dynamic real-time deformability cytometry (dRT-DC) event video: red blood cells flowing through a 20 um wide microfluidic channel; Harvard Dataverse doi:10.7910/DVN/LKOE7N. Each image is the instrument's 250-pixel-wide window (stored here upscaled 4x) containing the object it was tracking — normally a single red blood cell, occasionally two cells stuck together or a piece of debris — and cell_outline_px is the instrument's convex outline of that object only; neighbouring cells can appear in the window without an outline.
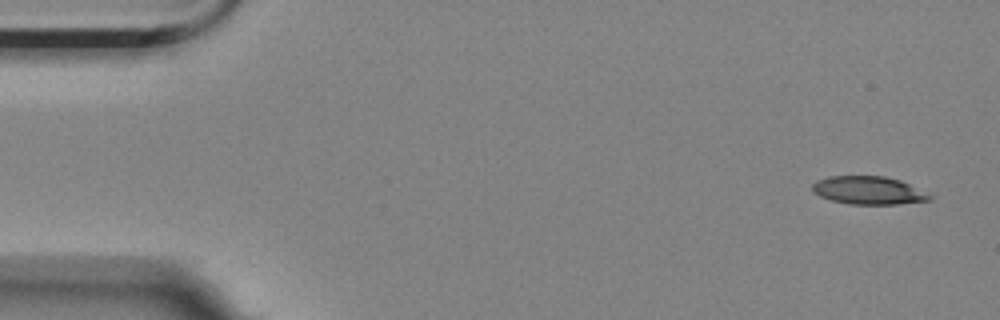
{"species": "Egyptian fruit bat (a non-hibernating species)", "species_latin": "Rousettus aegyptiacus", "temperature_condition": "room temperature", "stored_images_in_passage": 4, "camera_frame_rate_fps": 3000, "um_per_image_px": 0.085, "animal": {"sex": "female"}, "frame": {"image": 1, "passage_image": 1, "time_ms": 0.0, "image_size_px": [1000, 320], "cell_outline_px": [[932, 200], [900, 204], [848, 204], [832, 200], [820, 196], [812, 192], [812, 184], [816, 180], [828, 176], [884, 176], [900, 180], [932, 196]], "centroid_in_image_um": [73.78, 16.18], "position_along_channel_um": 11.2, "area_um2": 19.13}}
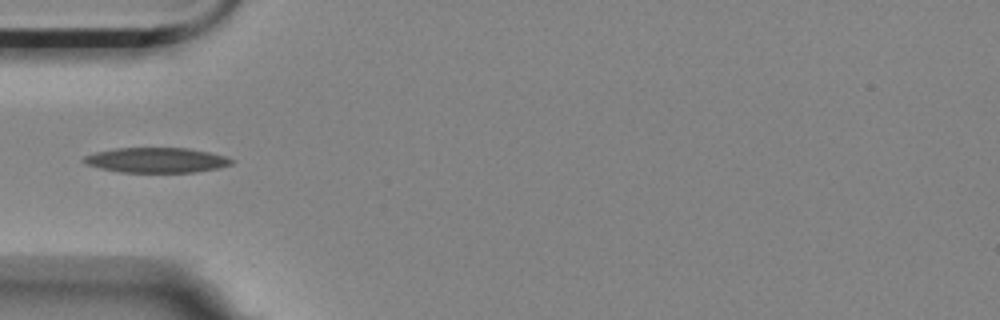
{"frame": {"image": 2, "passage_image": 4, "time_ms": 1.0, "image_size_px": [1000, 320], "cell_outline_px": [[236, 160], [232, 164], [220, 168], [192, 172], [120, 172], [100, 168], [88, 164], [80, 160], [84, 156], [96, 152], [116, 148], [188, 148], [208, 152], [224, 156]], "centroid_in_image_um": [13.31, 13.61], "position_along_channel_um": 71.7, "area_um2": 21.5}}